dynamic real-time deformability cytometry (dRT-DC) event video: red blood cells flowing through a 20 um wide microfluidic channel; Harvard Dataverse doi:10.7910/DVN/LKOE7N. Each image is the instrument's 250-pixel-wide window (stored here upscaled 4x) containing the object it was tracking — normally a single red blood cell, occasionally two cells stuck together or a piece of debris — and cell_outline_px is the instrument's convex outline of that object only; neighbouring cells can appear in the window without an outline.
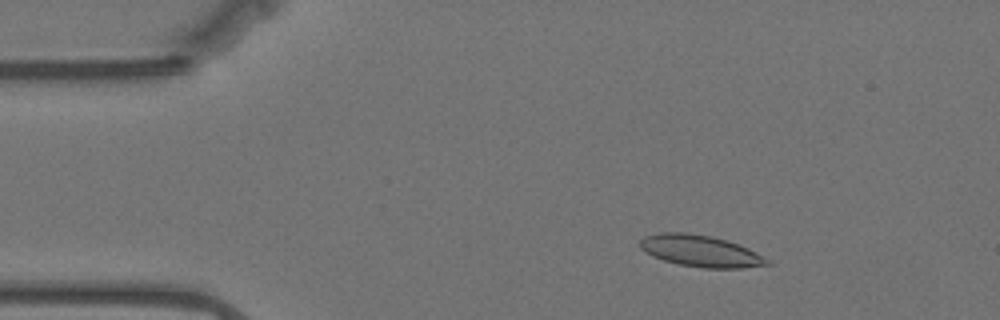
{"species": "Egyptian fruit bat (a non-hibernating species)", "species_latin": "Rousettus aegyptiacus", "temperature_condition": "warm", "stored_images_in_passage": 58, "camera_frame_rate_fps": 3000, "um_per_image_px": 0.085, "animal": {"sex": "female"}, "frame": {"image": 1, "passage_image": 9, "time_ms": 2.667, "image_size_px": [1000, 320], "cell_outline_px": [[772, 264], [740, 268], [704, 268], [680, 264], [664, 260], [652, 256], [640, 248], [640, 240], [644, 236], [660, 232], [688, 232], [712, 236], [728, 240], [748, 248], [772, 260]], "centroid_in_image_um": [59.57, 21.32], "position_along_channel_um": 25.4, "area_um2": 23.58}}
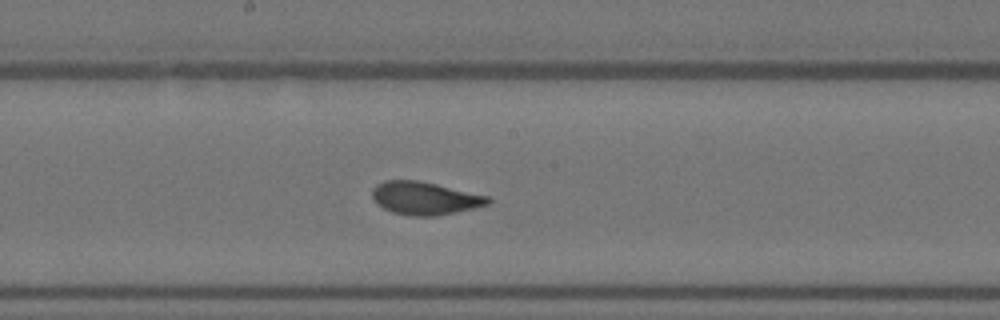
{"frame": {"image": 2, "passage_image": 30, "time_ms": 9.667, "image_size_px": [1000, 320], "cell_outline_px": [[492, 200], [488, 204], [472, 208], [436, 216], [408, 216], [392, 212], [376, 204], [372, 196], [372, 188], [376, 184], [384, 180], [416, 180], [436, 184], [488, 196]], "centroid_in_image_um": [36.05, 16.85], "position_along_channel_um": 212.1, "area_um2": 22.14}}
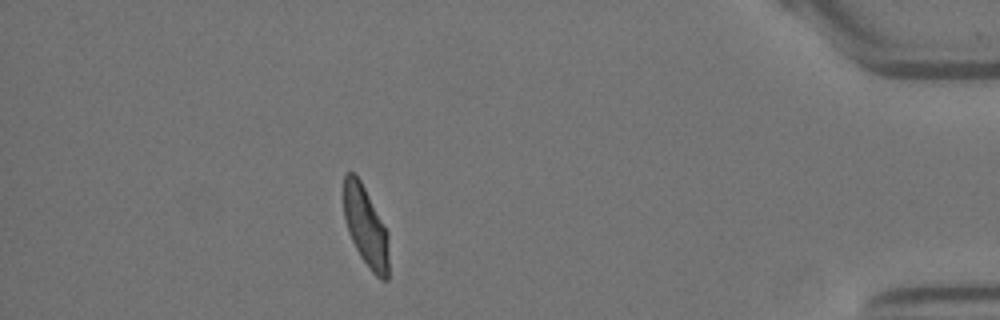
{"frame": {"image": 3, "passage_image": 51, "time_ms": 16.667, "image_size_px": [1000, 320], "cell_outline_px": [[388, 280], [380, 280], [368, 268], [360, 256], [348, 232], [344, 216], [344, 176], [348, 172], [356, 172], [388, 232]], "centroid_in_image_um": [31.09, 19.27], "position_along_channel_um": 404.1, "area_um2": 21.04}, "authors_computed_cell_mechanics": {"area_um2": 22.1374, "velocity_mm_per_s": 3.4914, "shape_relaxation_time_tau1_ms": 4.7976, "shape_relaxation_time_tau2_ms": 0.993, "deformation_change_tau1": 0.1664, "deformation_change_tau2": 0.0535}}